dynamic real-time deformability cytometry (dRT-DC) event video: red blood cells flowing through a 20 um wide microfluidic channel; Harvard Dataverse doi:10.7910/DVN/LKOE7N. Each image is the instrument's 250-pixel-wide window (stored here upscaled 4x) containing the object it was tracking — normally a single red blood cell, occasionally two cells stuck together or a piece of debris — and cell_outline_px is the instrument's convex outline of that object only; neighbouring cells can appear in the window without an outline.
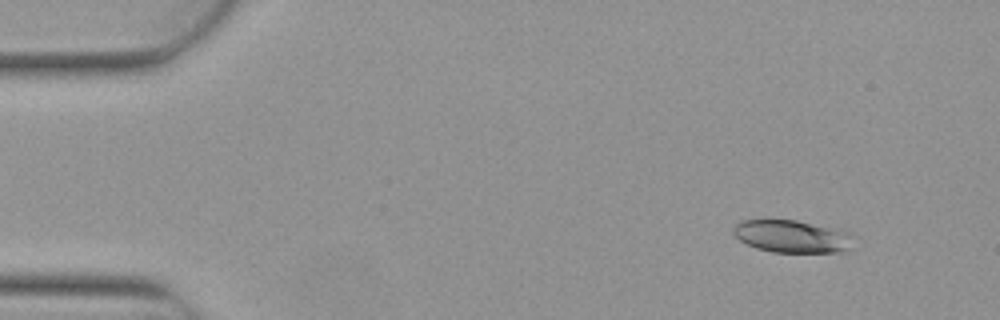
{"species": "Egyptian fruit bat (a non-hibernating species)", "species_latin": "Rousettus aegyptiacus", "temperature_condition": "warm", "stored_images_in_passage": 6, "camera_frame_rate_fps": 3000, "um_per_image_px": 0.085, "animal": {"sex": "female"}, "frame": {"image": 1, "passage_image": 2, "time_ms": 0.333, "image_size_px": [1000, 320], "cell_outline_px": [[848, 248], [844, 252], [772, 252], [756, 248], [740, 240], [732, 232], [732, 228], [740, 220], [796, 220], [848, 232]], "centroid_in_image_um": [67.21, 20.09], "position_along_channel_um": 17.8, "area_um2": 22.2}}
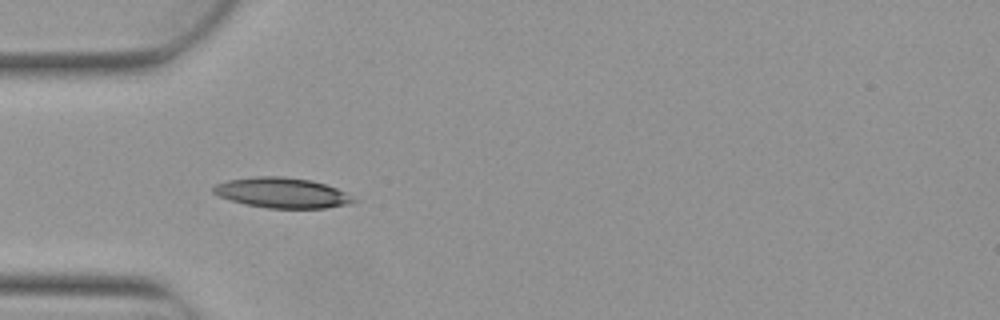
{"frame": {"image": 2, "passage_image": 5, "time_ms": 1.333, "image_size_px": [1000, 320], "cell_outline_px": [[360, 200], [348, 204], [324, 208], [268, 208], [244, 204], [220, 196], [212, 192], [212, 188], [216, 184], [228, 180], [256, 176], [280, 176], [312, 180], [336, 188]], "centroid_in_image_um": [23.98, 16.39], "position_along_channel_um": 61.0, "area_um2": 24.62}}
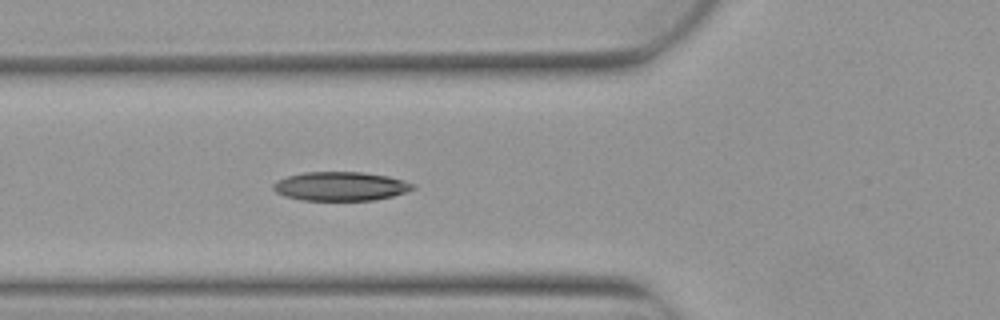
{"frame": {"image": 3, "passage_image": 6, "time_ms": 1.667, "image_size_px": [1000, 320], "cell_outline_px": [[416, 188], [392, 196], [376, 200], [300, 200], [284, 196], [276, 192], [272, 188], [272, 184], [276, 180], [288, 176], [304, 172], [364, 172], [388, 176], [404, 180], [416, 184]], "centroid_in_image_um": [28.94, 15.83], "position_along_channel_um": 96.9, "area_um2": 23.7}}